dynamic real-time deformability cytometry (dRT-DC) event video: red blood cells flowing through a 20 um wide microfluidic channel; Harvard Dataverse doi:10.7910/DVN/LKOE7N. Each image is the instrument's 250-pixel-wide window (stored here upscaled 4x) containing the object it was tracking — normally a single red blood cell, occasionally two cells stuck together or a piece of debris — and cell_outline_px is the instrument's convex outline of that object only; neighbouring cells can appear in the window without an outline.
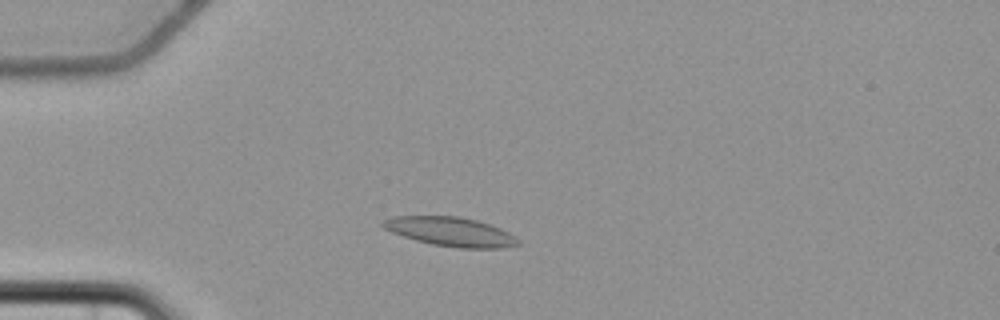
{"species": "common noctule bat (a hibernating species)", "species_latin": "Nyctalus noctula", "temperature_condition": "cold", "stored_images_in_passage": 6, "camera_frame_rate_fps": 3000, "um_per_image_px": 0.085, "animal": {"sex": "female", "body_mass_g": 22.7, "forearm_length_mm": 54.2}, "frame": {"image": 1, "passage_image": 3, "time_ms": 2.333, "image_size_px": [1000, 320], "cell_outline_px": [[520, 244], [504, 248], [460, 248], [432, 244], [416, 240], [392, 232], [384, 228], [380, 224], [380, 220], [396, 216], [460, 216], [476, 220], [500, 228], [516, 236], [520, 240]], "centroid_in_image_um": [38.31, 19.69], "position_along_channel_um": 46.7, "area_um2": 22.95}}
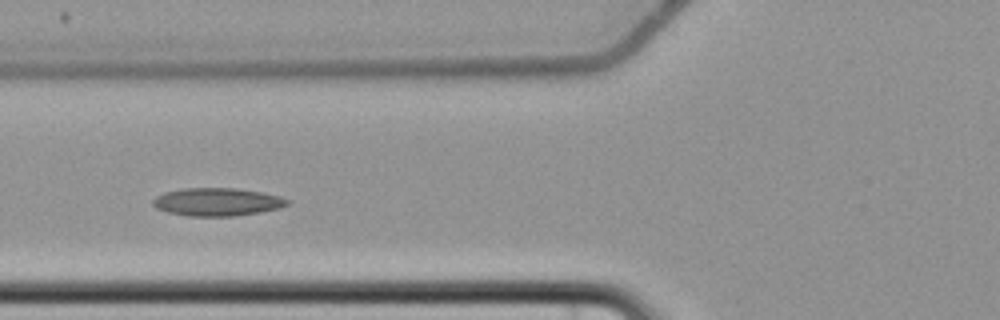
{"frame": {"image": 2, "passage_image": 5, "time_ms": 4.667, "image_size_px": [1000, 320], "cell_outline_px": [[292, 200], [288, 204], [280, 208], [260, 212], [232, 216], [188, 216], [168, 212], [156, 208], [152, 204], [152, 200], [156, 196], [164, 192], [184, 188], [236, 188], [260, 192], [280, 196]], "centroid_in_image_um": [18.46, 17.16], "position_along_channel_um": 107.3, "area_um2": 21.96}}
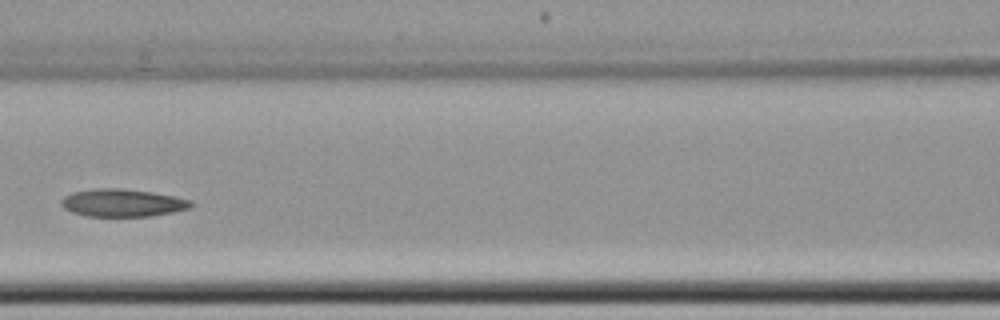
{"frame": {"image": 3, "passage_image": 6, "time_ms": 6.0, "image_size_px": [1000, 320], "cell_outline_px": [[192, 204], [188, 208], [172, 212], [152, 216], [88, 216], [72, 212], [64, 208], [60, 204], [60, 200], [64, 196], [72, 192], [92, 188], [124, 188], [152, 192], [172, 196], [188, 200]], "centroid_in_image_um": [10.33, 17.23], "position_along_channel_um": 156.3, "area_um2": 20.81}}